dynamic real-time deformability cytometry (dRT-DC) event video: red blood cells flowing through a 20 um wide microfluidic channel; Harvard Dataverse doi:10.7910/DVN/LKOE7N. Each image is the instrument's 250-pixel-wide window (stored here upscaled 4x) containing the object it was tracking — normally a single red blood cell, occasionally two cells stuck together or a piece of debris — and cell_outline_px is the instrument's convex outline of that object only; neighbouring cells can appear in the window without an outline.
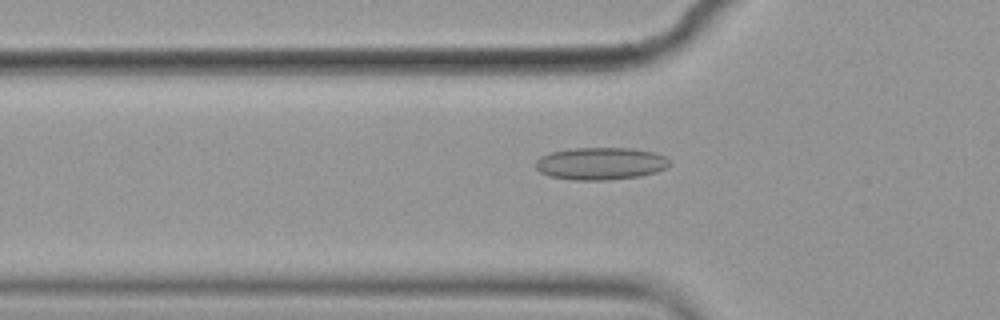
{"species": "common noctule bat (a hibernating species)", "species_latin": "Nyctalus noctula", "temperature_condition": "cold", "stored_images_in_passage": 57, "camera_frame_rate_fps": 3000, "um_per_image_px": 0.085, "animal": {"sex": "female", "body_mass_g": 19.9}, "frame": {"image": 1, "passage_image": 18, "time_ms": 5.667, "image_size_px": [1000, 320], "cell_outline_px": [[668, 164], [664, 168], [656, 172], [640, 176], [604, 180], [572, 180], [552, 176], [540, 172], [536, 168], [536, 160], [540, 156], [548, 152], [572, 148], [632, 148], [656, 152], [664, 156], [668, 160]], "centroid_in_image_um": [51.02, 13.89], "position_along_channel_um": 74.8, "area_um2": 25.26}}
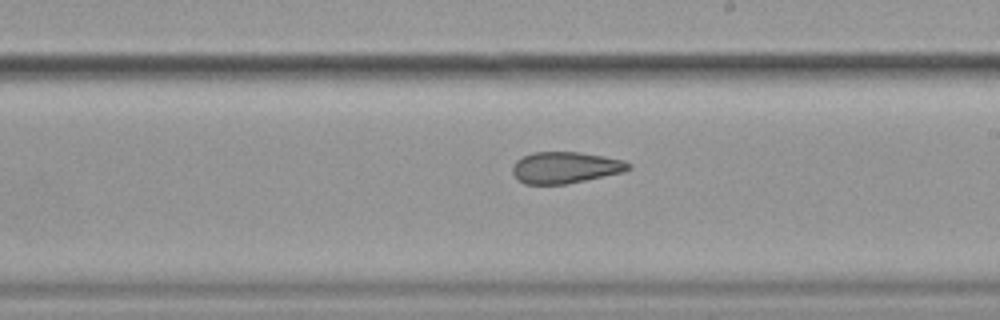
{"frame": {"image": 2, "passage_image": 32, "time_ms": 10.333, "image_size_px": [1000, 320], "cell_outline_px": [[632, 168], [624, 172], [564, 184], [524, 184], [516, 180], [512, 172], [512, 164], [516, 160], [532, 152], [580, 152], [604, 156], [624, 160], [632, 164]], "centroid_in_image_um": [48.04, 14.24], "position_along_channel_um": 241.0, "area_um2": 21.44}}
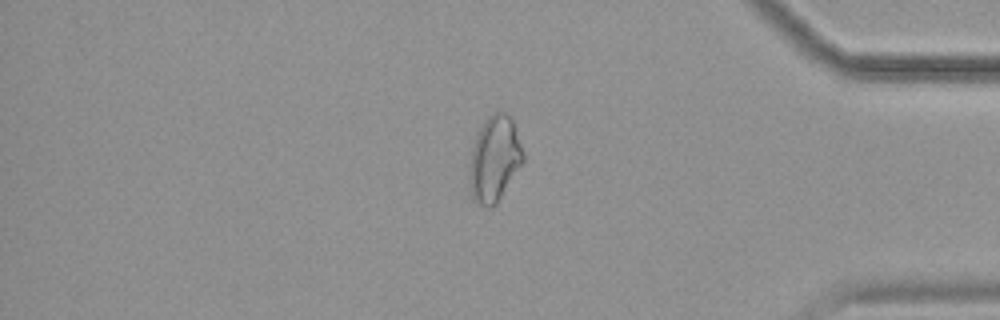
{"frame": {"image": 3, "passage_image": 47, "time_ms": 15.333, "image_size_px": [1000, 320], "cell_outline_px": [[524, 160], [496, 204], [492, 208], [488, 208], [472, 200], [468, 172], [472, 148], [476, 136], [484, 120], [492, 112], [504, 112], [512, 120], [516, 128], [524, 152]], "centroid_in_image_um": [42.02, 13.51], "position_along_channel_um": 393.2, "area_um2": 26.82}}